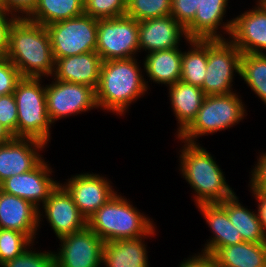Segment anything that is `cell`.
Returning <instances> with one entry per match:
<instances>
[{
  "label": "cell",
  "instance_id": "1",
  "mask_svg": "<svg viewBox=\"0 0 266 267\" xmlns=\"http://www.w3.org/2000/svg\"><path fill=\"white\" fill-rule=\"evenodd\" d=\"M6 58L23 78L53 75L55 61L46 27L24 17L16 18L9 30Z\"/></svg>",
  "mask_w": 266,
  "mask_h": 267
},
{
  "label": "cell",
  "instance_id": "2",
  "mask_svg": "<svg viewBox=\"0 0 266 267\" xmlns=\"http://www.w3.org/2000/svg\"><path fill=\"white\" fill-rule=\"evenodd\" d=\"M135 57L102 62L96 92L97 107L124 114L130 103L144 95L147 84Z\"/></svg>",
  "mask_w": 266,
  "mask_h": 267
},
{
  "label": "cell",
  "instance_id": "3",
  "mask_svg": "<svg viewBox=\"0 0 266 267\" xmlns=\"http://www.w3.org/2000/svg\"><path fill=\"white\" fill-rule=\"evenodd\" d=\"M180 158L182 175L195 190L196 204L220 203L234 195L213 157L197 143L184 142ZM187 143V144H186Z\"/></svg>",
  "mask_w": 266,
  "mask_h": 267
},
{
  "label": "cell",
  "instance_id": "4",
  "mask_svg": "<svg viewBox=\"0 0 266 267\" xmlns=\"http://www.w3.org/2000/svg\"><path fill=\"white\" fill-rule=\"evenodd\" d=\"M128 202L115 194L87 220V226L104 242L154 235L152 221Z\"/></svg>",
  "mask_w": 266,
  "mask_h": 267
},
{
  "label": "cell",
  "instance_id": "5",
  "mask_svg": "<svg viewBox=\"0 0 266 267\" xmlns=\"http://www.w3.org/2000/svg\"><path fill=\"white\" fill-rule=\"evenodd\" d=\"M18 111L17 138H31L45 144L50 139V125L46 106V87L40 78H21L13 92Z\"/></svg>",
  "mask_w": 266,
  "mask_h": 267
},
{
  "label": "cell",
  "instance_id": "6",
  "mask_svg": "<svg viewBox=\"0 0 266 267\" xmlns=\"http://www.w3.org/2000/svg\"><path fill=\"white\" fill-rule=\"evenodd\" d=\"M236 93L205 96L192 124L177 138L183 142L196 143L195 138L225 130L243 119L245 108Z\"/></svg>",
  "mask_w": 266,
  "mask_h": 267
},
{
  "label": "cell",
  "instance_id": "7",
  "mask_svg": "<svg viewBox=\"0 0 266 267\" xmlns=\"http://www.w3.org/2000/svg\"><path fill=\"white\" fill-rule=\"evenodd\" d=\"M54 59L96 51L98 19L82 14L45 26Z\"/></svg>",
  "mask_w": 266,
  "mask_h": 267
},
{
  "label": "cell",
  "instance_id": "8",
  "mask_svg": "<svg viewBox=\"0 0 266 267\" xmlns=\"http://www.w3.org/2000/svg\"><path fill=\"white\" fill-rule=\"evenodd\" d=\"M242 53L230 40L207 39L206 77L200 87L206 96L232 92L234 71L240 74Z\"/></svg>",
  "mask_w": 266,
  "mask_h": 267
},
{
  "label": "cell",
  "instance_id": "9",
  "mask_svg": "<svg viewBox=\"0 0 266 267\" xmlns=\"http://www.w3.org/2000/svg\"><path fill=\"white\" fill-rule=\"evenodd\" d=\"M139 50V22L127 15L98 19L96 52L102 61L133 58Z\"/></svg>",
  "mask_w": 266,
  "mask_h": 267
},
{
  "label": "cell",
  "instance_id": "10",
  "mask_svg": "<svg viewBox=\"0 0 266 267\" xmlns=\"http://www.w3.org/2000/svg\"><path fill=\"white\" fill-rule=\"evenodd\" d=\"M46 85V106L52 123L97 108L95 89L76 83L55 80Z\"/></svg>",
  "mask_w": 266,
  "mask_h": 267
},
{
  "label": "cell",
  "instance_id": "11",
  "mask_svg": "<svg viewBox=\"0 0 266 267\" xmlns=\"http://www.w3.org/2000/svg\"><path fill=\"white\" fill-rule=\"evenodd\" d=\"M258 7L221 25L231 35L230 41L242 54H265L266 1L259 0ZM263 51V52H262Z\"/></svg>",
  "mask_w": 266,
  "mask_h": 267
},
{
  "label": "cell",
  "instance_id": "12",
  "mask_svg": "<svg viewBox=\"0 0 266 267\" xmlns=\"http://www.w3.org/2000/svg\"><path fill=\"white\" fill-rule=\"evenodd\" d=\"M59 240L62 247L55 253L58 267H100L104 241L88 226Z\"/></svg>",
  "mask_w": 266,
  "mask_h": 267
},
{
  "label": "cell",
  "instance_id": "13",
  "mask_svg": "<svg viewBox=\"0 0 266 267\" xmlns=\"http://www.w3.org/2000/svg\"><path fill=\"white\" fill-rule=\"evenodd\" d=\"M62 186L87 220L117 193L106 178L96 174L73 176Z\"/></svg>",
  "mask_w": 266,
  "mask_h": 267
},
{
  "label": "cell",
  "instance_id": "14",
  "mask_svg": "<svg viewBox=\"0 0 266 267\" xmlns=\"http://www.w3.org/2000/svg\"><path fill=\"white\" fill-rule=\"evenodd\" d=\"M49 168L43 159L34 169L7 178L0 184V189L5 193L30 201L39 209V202L44 204L59 184L49 178L52 172Z\"/></svg>",
  "mask_w": 266,
  "mask_h": 267
},
{
  "label": "cell",
  "instance_id": "15",
  "mask_svg": "<svg viewBox=\"0 0 266 267\" xmlns=\"http://www.w3.org/2000/svg\"><path fill=\"white\" fill-rule=\"evenodd\" d=\"M42 207L58 239L87 227V219L60 183L50 193Z\"/></svg>",
  "mask_w": 266,
  "mask_h": 267
},
{
  "label": "cell",
  "instance_id": "16",
  "mask_svg": "<svg viewBox=\"0 0 266 267\" xmlns=\"http://www.w3.org/2000/svg\"><path fill=\"white\" fill-rule=\"evenodd\" d=\"M45 143L31 138H16L0 145V184L16 174L34 169L43 159L37 151Z\"/></svg>",
  "mask_w": 266,
  "mask_h": 267
},
{
  "label": "cell",
  "instance_id": "17",
  "mask_svg": "<svg viewBox=\"0 0 266 267\" xmlns=\"http://www.w3.org/2000/svg\"><path fill=\"white\" fill-rule=\"evenodd\" d=\"M40 210L30 201L3 192L0 189V226L27 234L35 239Z\"/></svg>",
  "mask_w": 266,
  "mask_h": 267
},
{
  "label": "cell",
  "instance_id": "18",
  "mask_svg": "<svg viewBox=\"0 0 266 267\" xmlns=\"http://www.w3.org/2000/svg\"><path fill=\"white\" fill-rule=\"evenodd\" d=\"M54 61V79L97 89L103 61L96 51L54 59Z\"/></svg>",
  "mask_w": 266,
  "mask_h": 267
},
{
  "label": "cell",
  "instance_id": "19",
  "mask_svg": "<svg viewBox=\"0 0 266 267\" xmlns=\"http://www.w3.org/2000/svg\"><path fill=\"white\" fill-rule=\"evenodd\" d=\"M181 35L187 40L185 29L171 16L139 22V50L148 53L178 48Z\"/></svg>",
  "mask_w": 266,
  "mask_h": 267
},
{
  "label": "cell",
  "instance_id": "20",
  "mask_svg": "<svg viewBox=\"0 0 266 267\" xmlns=\"http://www.w3.org/2000/svg\"><path fill=\"white\" fill-rule=\"evenodd\" d=\"M169 95L180 136L195 120L206 95L200 87L181 80L169 86Z\"/></svg>",
  "mask_w": 266,
  "mask_h": 267
},
{
  "label": "cell",
  "instance_id": "21",
  "mask_svg": "<svg viewBox=\"0 0 266 267\" xmlns=\"http://www.w3.org/2000/svg\"><path fill=\"white\" fill-rule=\"evenodd\" d=\"M197 206L215 235L205 244L203 253L212 254L218 248L244 242L240 233L230 222L227 212L218 203Z\"/></svg>",
  "mask_w": 266,
  "mask_h": 267
},
{
  "label": "cell",
  "instance_id": "22",
  "mask_svg": "<svg viewBox=\"0 0 266 267\" xmlns=\"http://www.w3.org/2000/svg\"><path fill=\"white\" fill-rule=\"evenodd\" d=\"M228 0H200L193 21L185 28L188 39H223L217 34Z\"/></svg>",
  "mask_w": 266,
  "mask_h": 267
},
{
  "label": "cell",
  "instance_id": "23",
  "mask_svg": "<svg viewBox=\"0 0 266 267\" xmlns=\"http://www.w3.org/2000/svg\"><path fill=\"white\" fill-rule=\"evenodd\" d=\"M143 237L104 242L103 265L106 267H149Z\"/></svg>",
  "mask_w": 266,
  "mask_h": 267
},
{
  "label": "cell",
  "instance_id": "24",
  "mask_svg": "<svg viewBox=\"0 0 266 267\" xmlns=\"http://www.w3.org/2000/svg\"><path fill=\"white\" fill-rule=\"evenodd\" d=\"M218 267H266V243L242 242L216 249Z\"/></svg>",
  "mask_w": 266,
  "mask_h": 267
},
{
  "label": "cell",
  "instance_id": "25",
  "mask_svg": "<svg viewBox=\"0 0 266 267\" xmlns=\"http://www.w3.org/2000/svg\"><path fill=\"white\" fill-rule=\"evenodd\" d=\"M182 52L179 48L151 52L144 61L150 80L158 84L173 85L180 80Z\"/></svg>",
  "mask_w": 266,
  "mask_h": 267
},
{
  "label": "cell",
  "instance_id": "26",
  "mask_svg": "<svg viewBox=\"0 0 266 267\" xmlns=\"http://www.w3.org/2000/svg\"><path fill=\"white\" fill-rule=\"evenodd\" d=\"M237 196L218 203L228 214L230 222L240 233L243 241L266 243V233L263 230L258 214L241 206Z\"/></svg>",
  "mask_w": 266,
  "mask_h": 267
},
{
  "label": "cell",
  "instance_id": "27",
  "mask_svg": "<svg viewBox=\"0 0 266 267\" xmlns=\"http://www.w3.org/2000/svg\"><path fill=\"white\" fill-rule=\"evenodd\" d=\"M84 14L83 0H38L35 9L25 18L47 26Z\"/></svg>",
  "mask_w": 266,
  "mask_h": 267
},
{
  "label": "cell",
  "instance_id": "28",
  "mask_svg": "<svg viewBox=\"0 0 266 267\" xmlns=\"http://www.w3.org/2000/svg\"><path fill=\"white\" fill-rule=\"evenodd\" d=\"M187 41L192 48L187 53L182 52L180 80L201 87L207 72V39Z\"/></svg>",
  "mask_w": 266,
  "mask_h": 267
},
{
  "label": "cell",
  "instance_id": "29",
  "mask_svg": "<svg viewBox=\"0 0 266 267\" xmlns=\"http://www.w3.org/2000/svg\"><path fill=\"white\" fill-rule=\"evenodd\" d=\"M239 76L266 104V54H242Z\"/></svg>",
  "mask_w": 266,
  "mask_h": 267
},
{
  "label": "cell",
  "instance_id": "30",
  "mask_svg": "<svg viewBox=\"0 0 266 267\" xmlns=\"http://www.w3.org/2000/svg\"><path fill=\"white\" fill-rule=\"evenodd\" d=\"M172 0H127L126 14L138 22L171 15Z\"/></svg>",
  "mask_w": 266,
  "mask_h": 267
},
{
  "label": "cell",
  "instance_id": "31",
  "mask_svg": "<svg viewBox=\"0 0 266 267\" xmlns=\"http://www.w3.org/2000/svg\"><path fill=\"white\" fill-rule=\"evenodd\" d=\"M32 240L27 234L16 230L1 229L0 231V266L4 265L15 257L20 256Z\"/></svg>",
  "mask_w": 266,
  "mask_h": 267
},
{
  "label": "cell",
  "instance_id": "32",
  "mask_svg": "<svg viewBox=\"0 0 266 267\" xmlns=\"http://www.w3.org/2000/svg\"><path fill=\"white\" fill-rule=\"evenodd\" d=\"M84 14L96 19H107L126 14V0H83Z\"/></svg>",
  "mask_w": 266,
  "mask_h": 267
},
{
  "label": "cell",
  "instance_id": "33",
  "mask_svg": "<svg viewBox=\"0 0 266 267\" xmlns=\"http://www.w3.org/2000/svg\"><path fill=\"white\" fill-rule=\"evenodd\" d=\"M55 264L53 252H36L26 249L20 256L8 261L2 267H52Z\"/></svg>",
  "mask_w": 266,
  "mask_h": 267
},
{
  "label": "cell",
  "instance_id": "34",
  "mask_svg": "<svg viewBox=\"0 0 266 267\" xmlns=\"http://www.w3.org/2000/svg\"><path fill=\"white\" fill-rule=\"evenodd\" d=\"M18 111L14 94L0 96V123L17 138Z\"/></svg>",
  "mask_w": 266,
  "mask_h": 267
},
{
  "label": "cell",
  "instance_id": "35",
  "mask_svg": "<svg viewBox=\"0 0 266 267\" xmlns=\"http://www.w3.org/2000/svg\"><path fill=\"white\" fill-rule=\"evenodd\" d=\"M200 0H172L171 16L185 29L194 19Z\"/></svg>",
  "mask_w": 266,
  "mask_h": 267
},
{
  "label": "cell",
  "instance_id": "36",
  "mask_svg": "<svg viewBox=\"0 0 266 267\" xmlns=\"http://www.w3.org/2000/svg\"><path fill=\"white\" fill-rule=\"evenodd\" d=\"M21 78L18 69L8 58L0 59V96L12 94Z\"/></svg>",
  "mask_w": 266,
  "mask_h": 267
},
{
  "label": "cell",
  "instance_id": "37",
  "mask_svg": "<svg viewBox=\"0 0 266 267\" xmlns=\"http://www.w3.org/2000/svg\"><path fill=\"white\" fill-rule=\"evenodd\" d=\"M253 171L250 181L251 190L266 193V153L260 155Z\"/></svg>",
  "mask_w": 266,
  "mask_h": 267
},
{
  "label": "cell",
  "instance_id": "38",
  "mask_svg": "<svg viewBox=\"0 0 266 267\" xmlns=\"http://www.w3.org/2000/svg\"><path fill=\"white\" fill-rule=\"evenodd\" d=\"M38 0H4L6 12L17 18L27 17L34 9ZM15 12V13H14ZM16 12L23 14L17 16ZM14 14V15H13ZM16 14V15H15ZM25 14V15H24Z\"/></svg>",
  "mask_w": 266,
  "mask_h": 267
},
{
  "label": "cell",
  "instance_id": "39",
  "mask_svg": "<svg viewBox=\"0 0 266 267\" xmlns=\"http://www.w3.org/2000/svg\"><path fill=\"white\" fill-rule=\"evenodd\" d=\"M9 13L0 11V59L6 58L11 24L17 17L7 18ZM9 19V20H8Z\"/></svg>",
  "mask_w": 266,
  "mask_h": 267
},
{
  "label": "cell",
  "instance_id": "40",
  "mask_svg": "<svg viewBox=\"0 0 266 267\" xmlns=\"http://www.w3.org/2000/svg\"><path fill=\"white\" fill-rule=\"evenodd\" d=\"M184 261L179 267H218L213 256L203 252Z\"/></svg>",
  "mask_w": 266,
  "mask_h": 267
},
{
  "label": "cell",
  "instance_id": "41",
  "mask_svg": "<svg viewBox=\"0 0 266 267\" xmlns=\"http://www.w3.org/2000/svg\"><path fill=\"white\" fill-rule=\"evenodd\" d=\"M258 203V216L263 227L264 232L266 233V193L252 191Z\"/></svg>",
  "mask_w": 266,
  "mask_h": 267
},
{
  "label": "cell",
  "instance_id": "42",
  "mask_svg": "<svg viewBox=\"0 0 266 267\" xmlns=\"http://www.w3.org/2000/svg\"><path fill=\"white\" fill-rule=\"evenodd\" d=\"M13 138L14 135L0 123V145L11 141Z\"/></svg>",
  "mask_w": 266,
  "mask_h": 267
},
{
  "label": "cell",
  "instance_id": "43",
  "mask_svg": "<svg viewBox=\"0 0 266 267\" xmlns=\"http://www.w3.org/2000/svg\"><path fill=\"white\" fill-rule=\"evenodd\" d=\"M0 11H6L4 0H0Z\"/></svg>",
  "mask_w": 266,
  "mask_h": 267
}]
</instances>
